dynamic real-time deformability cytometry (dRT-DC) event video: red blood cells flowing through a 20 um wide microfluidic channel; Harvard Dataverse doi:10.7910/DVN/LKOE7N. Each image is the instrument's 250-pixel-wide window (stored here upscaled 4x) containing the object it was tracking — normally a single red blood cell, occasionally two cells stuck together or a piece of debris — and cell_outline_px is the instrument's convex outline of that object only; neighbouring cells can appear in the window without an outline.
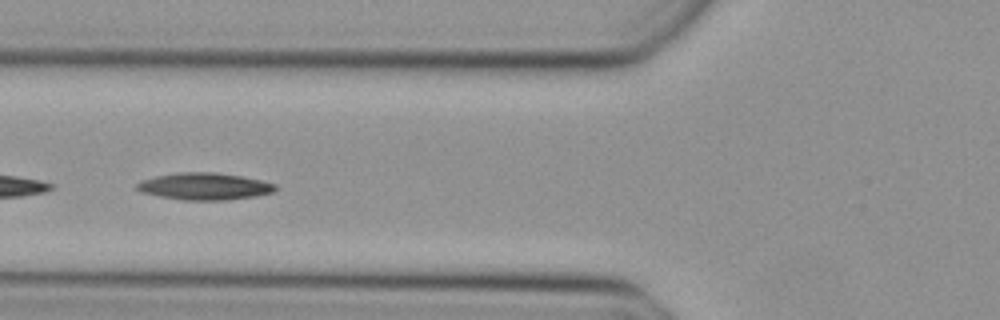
{"species": "Egyptian fruit bat (a non-hibernating species)", "species_latin": "Rousettus aegyptiacus", "temperature_condition": "cold", "stored_images_in_passage": 31, "camera_frame_rate_fps": 3000, "um_per_image_px": 0.085, "animal": {"sex": "female"}, "frame": {"image": 1, "passage_image": 16, "time_ms": 5.0, "image_size_px": [1000, 320], "cell_outline_px": [[276, 188], [272, 192], [256, 196], [228, 200], [184, 200], [160, 196], [140, 192], [136, 188], [136, 184], [140, 180], [156, 176], [176, 172], [216, 172], [240, 176], [260, 180], [276, 184]], "centroid_in_image_um": [17.35, 15.83], "position_along_channel_um": 108.5, "area_um2": 21.79}}
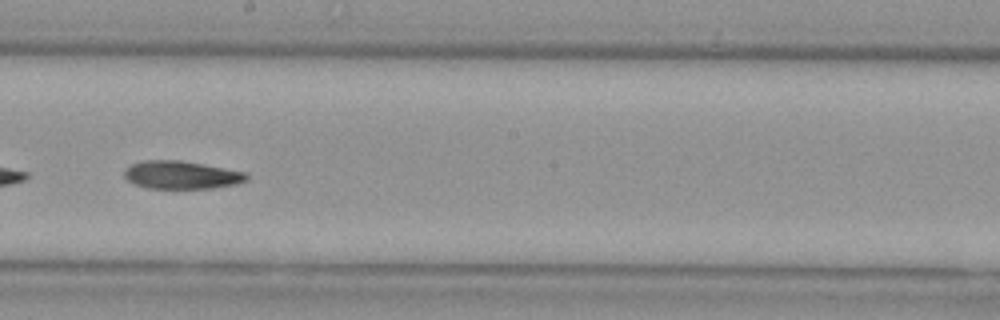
{"frame": {"image": 2, "passage_image": 25, "time_ms": 8.0, "image_size_px": [1000, 320], "cell_outline_px": [[248, 180], [236, 184], [212, 188], [148, 188], [132, 184], [124, 176], [124, 168], [132, 164], [144, 160], [180, 160], [248, 172]], "centroid_in_image_um": [15.42, 14.87], "position_along_channel_um": 232.8, "area_um2": 20.06}}
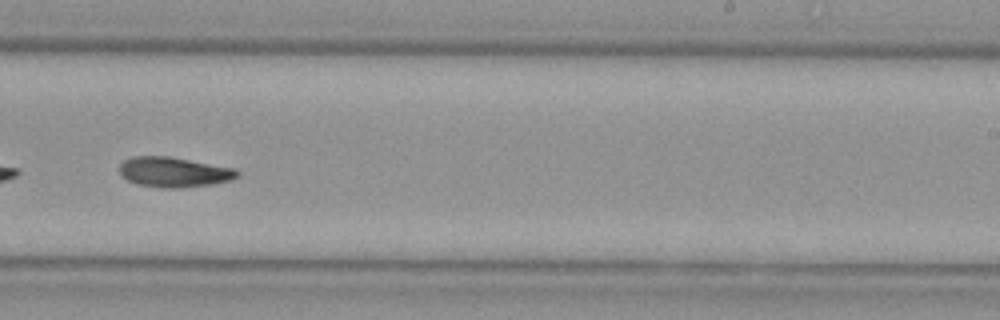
{"frame": {"image": 3, "passage_image": 28, "time_ms": 9.0, "image_size_px": [1000, 320], "cell_outline_px": [[240, 176], [232, 180], [212, 184], [180, 188], [160, 188], [136, 184], [120, 176], [120, 164], [124, 160], [132, 156], [168, 156], [236, 168], [240, 172]], "centroid_in_image_um": [14.8, 14.63], "position_along_channel_um": 274.2, "area_um2": 20.92}}